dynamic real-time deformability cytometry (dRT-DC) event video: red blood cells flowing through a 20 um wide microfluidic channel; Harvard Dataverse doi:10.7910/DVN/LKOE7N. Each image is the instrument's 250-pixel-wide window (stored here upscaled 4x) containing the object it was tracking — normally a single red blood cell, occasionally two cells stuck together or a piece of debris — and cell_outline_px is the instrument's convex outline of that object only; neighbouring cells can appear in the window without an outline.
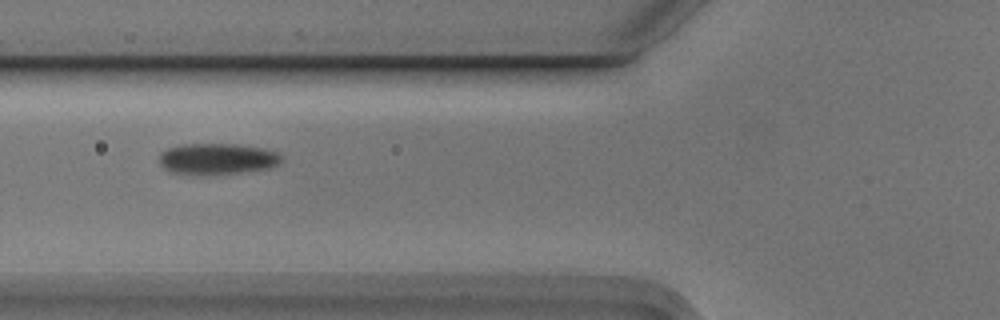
{"species": "Egyptian fruit bat (a non-hibernating species)", "species_latin": "Rousettus aegyptiacus", "temperature_condition": "cold", "stored_images_in_passage": 7, "camera_frame_rate_fps": 3000, "um_per_image_px": 0.085, "animal": {"sex": "male"}, "frame": {"image": 1, "passage_image": 2, "time_ms": 0.333, "image_size_px": [1000, 320], "cell_outline_px": [[284, 160], [280, 164], [272, 168], [240, 172], [172, 172], [164, 168], [160, 164], [160, 152], [168, 148], [180, 144], [236, 144], [264, 148], [276, 152], [284, 156]], "centroid_in_image_um": [18.55, 13.45], "position_along_channel_um": 107.2, "area_um2": 21.68}}
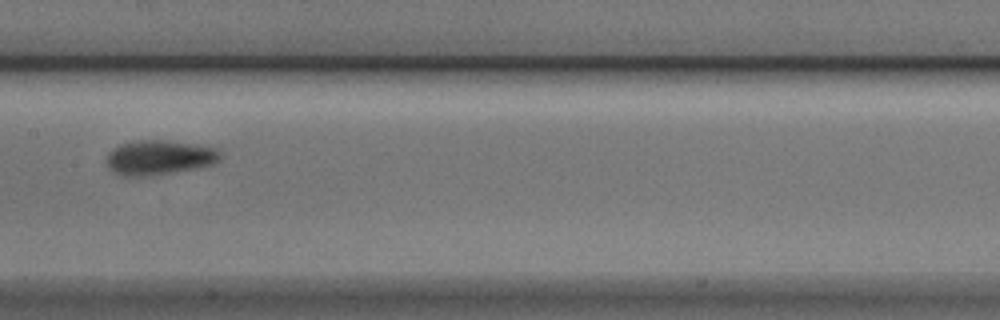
{"frame": {"image": 2, "passage_image": 4, "time_ms": 1.0, "image_size_px": [1000, 320], "cell_outline_px": [[224, 152], [220, 160], [212, 164], [192, 168], [144, 176], [124, 176], [112, 172], [108, 164], [108, 152], [120, 144], [140, 140], [164, 140], [200, 144], [216, 148]], "centroid_in_image_um": [13.58, 13.36], "position_along_channel_um": 193.8, "area_um2": 22.77}}
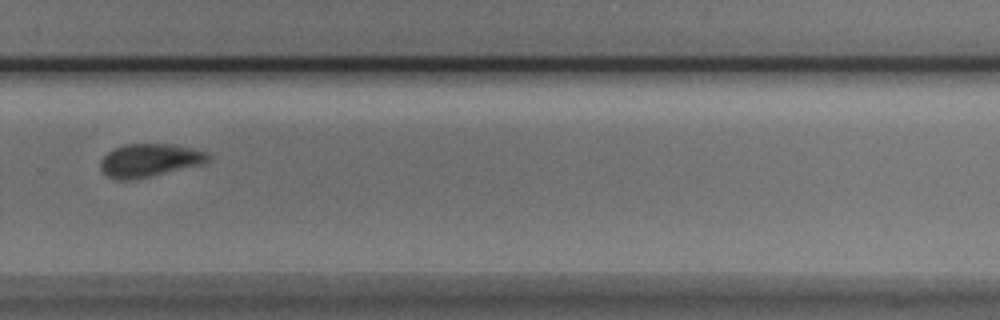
{"frame": {"image": 3, "passage_image": 7, "time_ms": 2.0, "image_size_px": [1000, 320], "cell_outline_px": [[212, 160], [204, 164], [132, 180], [112, 180], [100, 168], [100, 160], [108, 152], [124, 144], [176, 144], [208, 152], [212, 156]], "centroid_in_image_um": [12.76, 13.62], "position_along_channel_um": 317.0, "area_um2": 21.04}}